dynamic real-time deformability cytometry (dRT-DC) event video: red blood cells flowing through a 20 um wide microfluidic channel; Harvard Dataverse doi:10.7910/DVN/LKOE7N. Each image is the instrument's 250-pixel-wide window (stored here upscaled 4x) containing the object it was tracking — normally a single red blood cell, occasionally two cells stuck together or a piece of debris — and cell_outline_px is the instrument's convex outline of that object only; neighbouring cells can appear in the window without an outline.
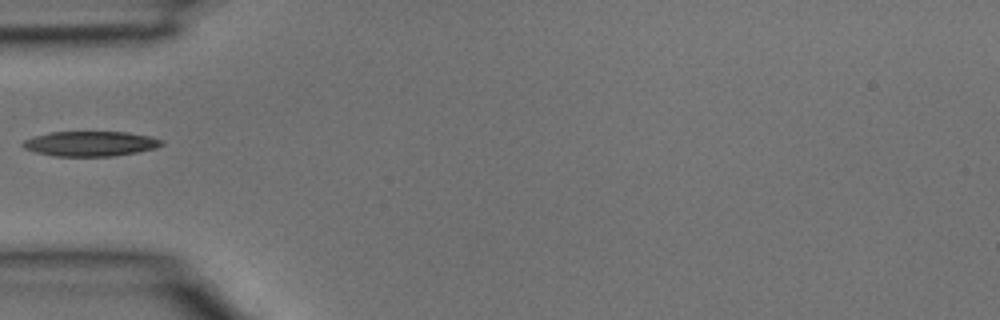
{"species": "common noctule bat (a hibernating species)", "species_latin": "Nyctalus noctula", "temperature_condition": "room temperature", "stored_images_in_passage": 12, "camera_frame_rate_fps": 3000, "um_per_image_px": 0.085, "animal": {"sex": "male", "body_mass_g": 15.6}, "frame": {"image": 1, "passage_image": 1, "time_ms": 0.0, "image_size_px": [1000, 320], "cell_outline_px": [[164, 144], [156, 148], [136, 152], [112, 156], [52, 156], [36, 152], [24, 148], [20, 144], [24, 140], [36, 136], [52, 132], [128, 132], [152, 136], [164, 140]], "centroid_in_image_um": [7.72, 12.21], "position_along_channel_um": 77.3, "area_um2": 20.23}}